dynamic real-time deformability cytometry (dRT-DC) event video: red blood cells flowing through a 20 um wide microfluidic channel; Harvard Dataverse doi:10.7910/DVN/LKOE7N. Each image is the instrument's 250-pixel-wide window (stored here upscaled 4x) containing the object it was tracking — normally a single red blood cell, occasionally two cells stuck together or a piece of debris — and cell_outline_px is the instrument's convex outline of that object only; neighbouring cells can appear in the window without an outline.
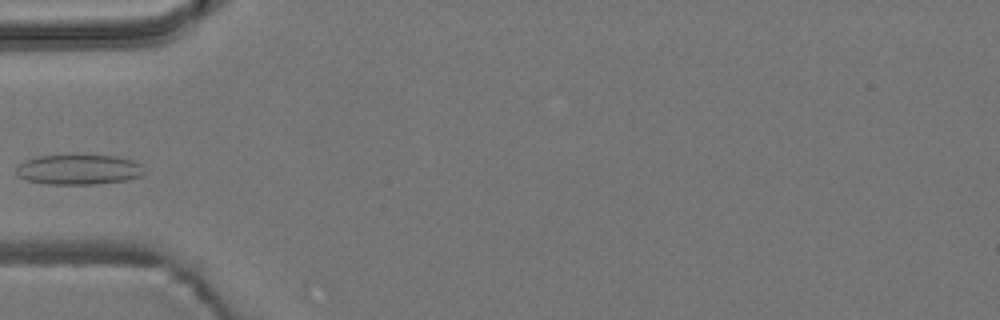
{"species": "common noctule bat (a hibernating species)", "species_latin": "Nyctalus noctula", "temperature_condition": "room temperature", "stored_images_in_passage": 7, "camera_frame_rate_fps": 3000, "um_per_image_px": 0.085, "animal": {"sex": "male", "body_mass_g": 19.2, "forearm_length_mm": 51.8}, "frame": {"image": 1, "passage_image": 5, "time_ms": 1.333, "image_size_px": [1000, 320], "cell_outline_px": [[148, 172], [140, 176], [128, 180], [96, 184], [48, 184], [28, 180], [20, 176], [16, 172], [16, 164], [24, 160], [40, 156], [116, 156], [132, 160], [140, 164]], "centroid_in_image_um": [6.72, 14.42], "position_along_channel_um": 78.3, "area_um2": 22.37}}
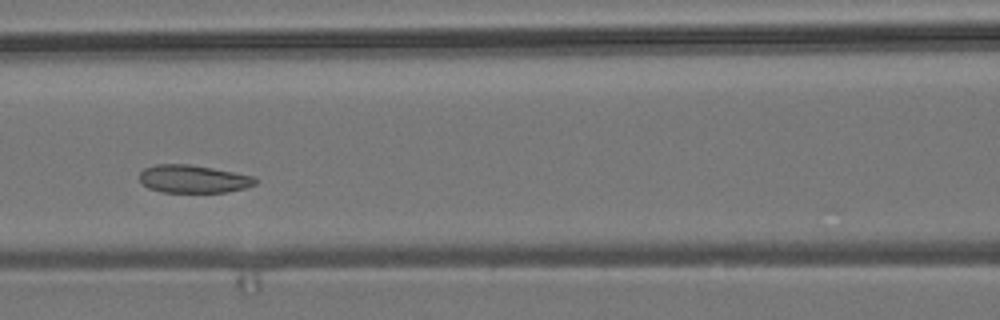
{"frame": {"image": 2, "passage_image": 7, "time_ms": 2.0, "image_size_px": [1000, 320], "cell_outline_px": [[256, 184], [244, 188], [228, 192], [160, 192], [148, 188], [140, 184], [140, 172], [144, 168], [156, 164], [188, 164], [212, 168], [252, 176], [256, 180]], "centroid_in_image_um": [16.37, 15.22], "position_along_channel_um": 150.2, "area_um2": 18.79}}